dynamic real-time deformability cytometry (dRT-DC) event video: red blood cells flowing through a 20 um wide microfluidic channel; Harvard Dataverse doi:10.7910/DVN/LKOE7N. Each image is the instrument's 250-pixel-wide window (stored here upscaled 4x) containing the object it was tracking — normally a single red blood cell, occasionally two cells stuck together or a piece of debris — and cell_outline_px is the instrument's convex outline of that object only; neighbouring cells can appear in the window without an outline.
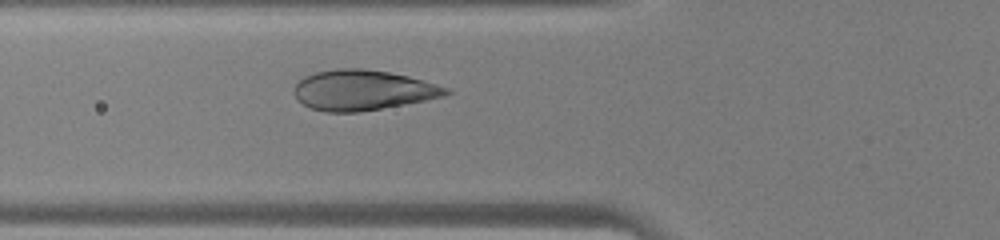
{"species": "human", "species_latin": "Homo sapiens", "temperature_condition": "warm", "stored_images_in_passage": 24, "camera_frame_rate_fps": 3000, "um_per_image_px": 0.085, "donor": {"sex": "male"}, "frame": {"image": 1, "passage_image": 3, "time_ms": 0.667, "image_size_px": [1000, 240], "cell_outline_px": [[452, 92], [444, 96], [404, 104], [360, 112], [324, 112], [312, 108], [304, 104], [292, 92], [292, 88], [304, 76], [316, 72], [336, 68], [360, 68], [388, 72], [408, 76], [436, 84], [448, 88]], "centroid_in_image_um": [30.81, 7.66], "position_along_channel_um": 95.0, "area_um2": 35.43}}
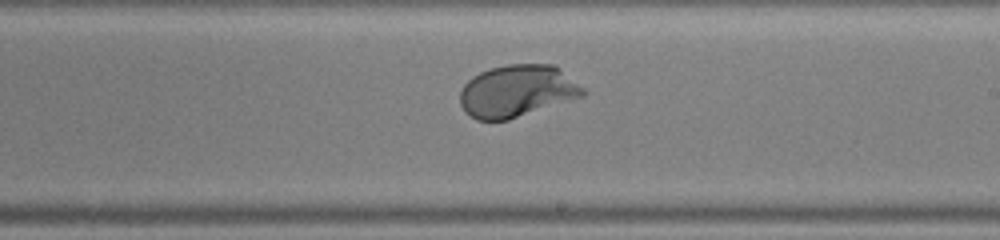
{"frame": {"image": 2, "passage_image": 13, "time_ms": 4.0, "image_size_px": [1000, 240], "cell_outline_px": [[588, 92], [584, 96], [508, 120], [476, 120], [464, 112], [460, 104], [460, 92], [464, 84], [472, 76], [480, 72], [492, 68], [508, 64], [556, 64], [584, 88]], "centroid_in_image_um": [43.97, 7.73], "position_along_channel_um": 245.0, "area_um2": 37.63}}
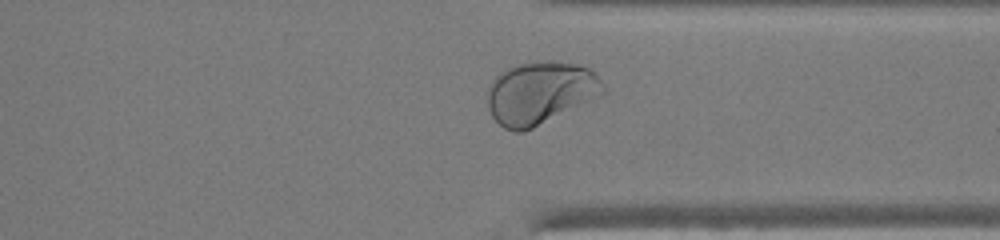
{"frame": {"image": 3, "passage_image": 21, "time_ms": 6.667, "image_size_px": [1000, 240], "cell_outline_px": [[604, 96], [532, 128], [520, 132], [516, 132], [504, 128], [492, 116], [488, 108], [484, 92], [492, 80], [504, 68], [516, 64], [576, 64], [588, 68], [600, 80], [604, 88]], "centroid_in_image_um": [45.87, 7.94], "position_along_channel_um": 365.5, "area_um2": 41.91}}